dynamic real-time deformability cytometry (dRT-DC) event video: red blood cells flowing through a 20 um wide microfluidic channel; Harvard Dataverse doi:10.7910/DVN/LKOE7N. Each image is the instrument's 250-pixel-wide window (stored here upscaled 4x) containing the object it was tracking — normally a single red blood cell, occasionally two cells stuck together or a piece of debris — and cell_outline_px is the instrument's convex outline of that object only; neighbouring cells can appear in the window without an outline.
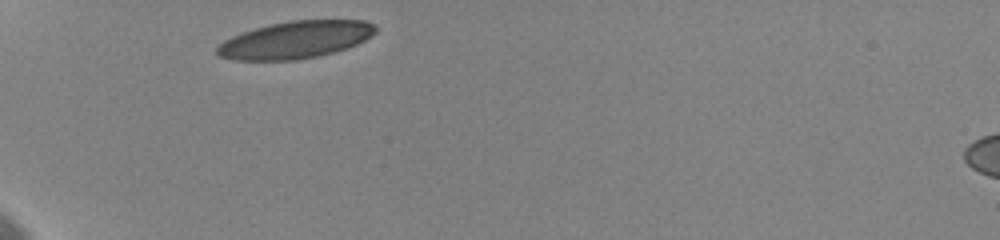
{"species": "human", "species_latin": "Homo sapiens", "temperature_condition": "cold", "stored_images_in_passage": 5, "camera_frame_rate_fps": 3000, "um_per_image_px": 0.085, "donor": {"sex": "female"}, "frame": {"image": 1, "passage_image": 1, "time_ms": 0.0, "image_size_px": [1000, 240], "cell_outline_px": [[376, 32], [372, 36], [348, 48], [316, 56], [296, 60], [232, 60], [220, 56], [216, 52], [216, 48], [224, 40], [240, 32], [288, 20], [364, 20], [376, 24]], "centroid_in_image_um": [25.12, 3.38], "position_along_channel_um": 59.9, "area_um2": 34.39}}